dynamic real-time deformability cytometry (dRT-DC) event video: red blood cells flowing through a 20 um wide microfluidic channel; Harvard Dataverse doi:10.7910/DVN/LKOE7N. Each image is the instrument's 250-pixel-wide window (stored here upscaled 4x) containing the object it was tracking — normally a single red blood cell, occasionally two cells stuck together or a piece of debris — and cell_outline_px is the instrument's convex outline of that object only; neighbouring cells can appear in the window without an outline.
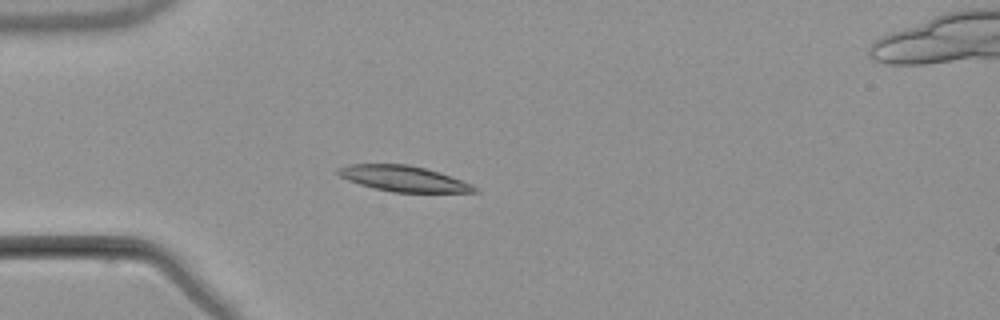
{"species": "common noctule bat (a hibernating species)", "species_latin": "Nyctalus noctula", "temperature_condition": "warm", "stored_images_in_passage": 4, "camera_frame_rate_fps": 3000, "um_per_image_px": 0.085, "animal": {"sex": "male", "body_mass_g": 21.5, "forearm_length_mm": 52.0}, "frame": {"image": 1, "passage_image": 3, "time_ms": 2.667, "image_size_px": [1000, 320], "cell_outline_px": [[480, 192], [392, 192], [360, 184], [348, 180], [340, 176], [336, 172], [336, 168], [348, 164], [408, 164], [440, 172], [452, 176], [472, 184]], "centroid_in_image_um": [34.29, 15.17], "position_along_channel_um": 50.7, "area_um2": 20.35}}